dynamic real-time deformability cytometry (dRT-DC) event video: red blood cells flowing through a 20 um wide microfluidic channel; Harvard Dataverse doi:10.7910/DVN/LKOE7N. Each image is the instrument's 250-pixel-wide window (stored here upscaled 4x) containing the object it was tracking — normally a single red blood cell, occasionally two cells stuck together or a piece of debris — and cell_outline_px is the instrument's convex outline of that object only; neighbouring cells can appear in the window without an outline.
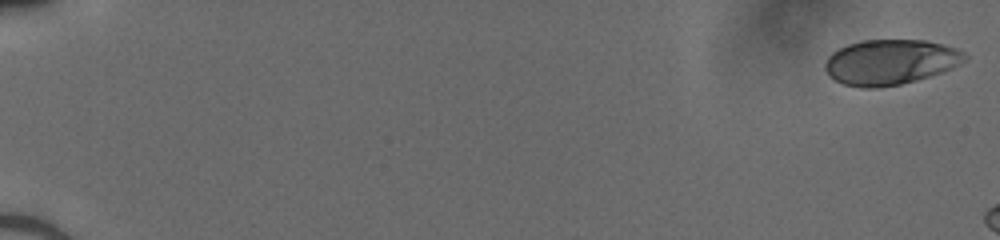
{"species": "human", "species_latin": "Homo sapiens", "temperature_condition": "cold", "stored_images_in_passage": 9, "camera_frame_rate_fps": 3000, "um_per_image_px": 0.085, "donor": {"sex": "male"}, "frame": {"image": 1, "passage_image": 1, "time_ms": 0.0, "image_size_px": [1000, 240], "cell_outline_px": [[968, 60], [952, 68], [916, 80], [900, 84], [880, 88], [860, 88], [844, 84], [836, 80], [824, 68], [824, 64], [828, 56], [832, 52], [848, 44], [860, 40], [924, 40], [944, 44], [956, 48], [964, 52], [968, 56]], "centroid_in_image_um": [75.7, 5.27], "position_along_channel_um": 9.3, "area_um2": 36.88}}